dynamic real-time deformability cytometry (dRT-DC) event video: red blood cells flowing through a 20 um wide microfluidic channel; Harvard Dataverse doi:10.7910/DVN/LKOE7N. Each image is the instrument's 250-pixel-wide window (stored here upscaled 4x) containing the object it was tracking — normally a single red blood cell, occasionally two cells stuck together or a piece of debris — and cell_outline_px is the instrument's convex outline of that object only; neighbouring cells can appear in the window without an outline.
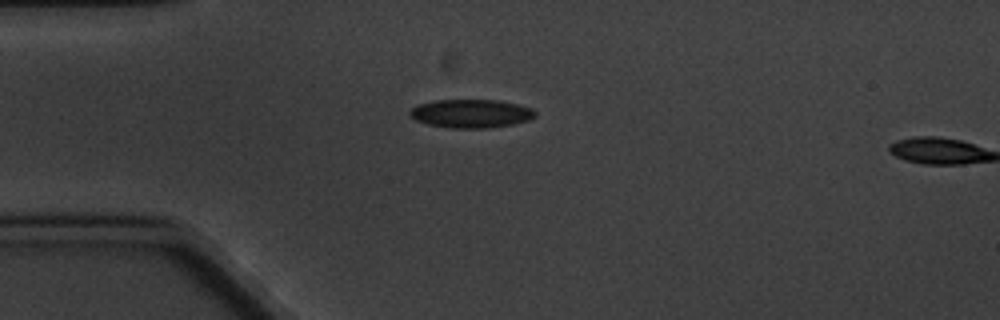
{"species": "common noctule bat (a hibernating species)", "species_latin": "Nyctalus noctula", "temperature_condition": "cold", "stored_images_in_passage": 2, "camera_frame_rate_fps": 3000, "um_per_image_px": 0.085, "animal": {"sex": "male", "body_mass_g": 20.1, "forearm_length_mm": 53.5}, "frame": {"image": 1, "passage_image": 1, "time_ms": 0.0, "image_size_px": [1000, 320], "cell_outline_px": [[536, 116], [528, 120], [512, 124], [488, 128], [452, 128], [428, 124], [416, 120], [408, 116], [408, 112], [412, 108], [420, 104], [436, 100], [500, 100], [532, 108], [536, 112]], "centroid_in_image_um": [40.03, 9.65], "position_along_channel_um": 45.0, "area_um2": 20.75}}